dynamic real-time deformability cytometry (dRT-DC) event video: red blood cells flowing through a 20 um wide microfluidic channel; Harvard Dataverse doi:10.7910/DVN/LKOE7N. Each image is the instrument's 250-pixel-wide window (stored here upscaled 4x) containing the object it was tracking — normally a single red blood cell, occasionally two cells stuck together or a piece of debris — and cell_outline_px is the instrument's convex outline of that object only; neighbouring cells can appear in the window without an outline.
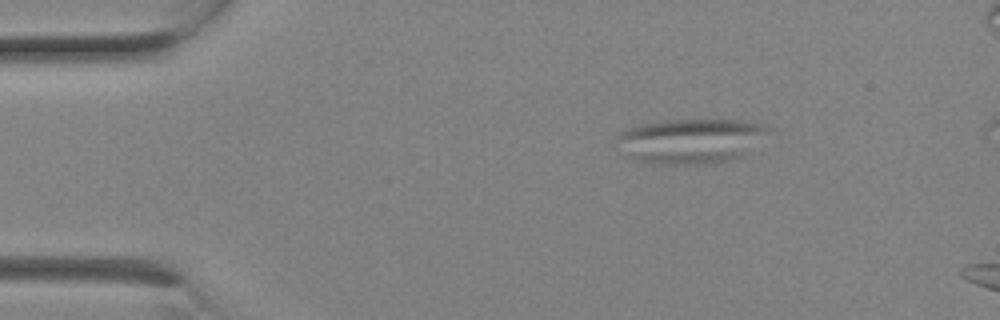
{"species": "Egyptian fruit bat (a non-hibernating species)", "species_latin": "Rousettus aegyptiacus", "temperature_condition": "room temperature", "stored_images_in_passage": 2, "camera_frame_rate_fps": 3000, "um_per_image_px": 0.085, "animal": {"sex": "female"}, "frame": {"image": 1, "passage_image": 1, "time_ms": 0.0, "image_size_px": [1000, 320], "cell_outline_px": [[776, 128], [744, 156], [720, 164], [656, 164], [636, 160], [616, 152], [612, 144], [612, 140], [620, 132], [628, 128], [640, 124], [668, 120], [744, 120]], "centroid_in_image_um": [58.67, 12.0], "position_along_channel_um": 26.3, "area_um2": 41.1}}